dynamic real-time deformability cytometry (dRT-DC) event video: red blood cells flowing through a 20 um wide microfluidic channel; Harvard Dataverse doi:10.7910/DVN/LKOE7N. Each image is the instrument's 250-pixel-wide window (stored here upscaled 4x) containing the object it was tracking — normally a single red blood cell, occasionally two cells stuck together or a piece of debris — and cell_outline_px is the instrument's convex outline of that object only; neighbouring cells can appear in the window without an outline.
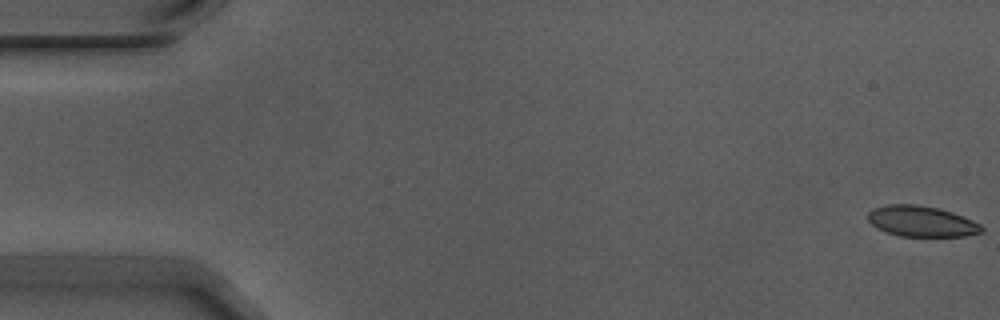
{"species": "Egyptian fruit bat (a non-hibernating species)", "species_latin": "Rousettus aegyptiacus", "temperature_condition": "warm", "stored_images_in_passage": 6, "camera_frame_rate_fps": 3000, "um_per_image_px": 0.085, "animal": {"sex": "male"}, "frame": {"image": 1, "passage_image": 1, "time_ms": 0.0, "image_size_px": [1000, 320], "cell_outline_px": [[984, 232], [964, 236], [900, 236], [876, 228], [868, 220], [868, 212], [876, 208], [888, 204], [916, 204], [936, 208], [952, 212], [964, 216], [980, 224], [984, 228]], "centroid_in_image_um": [78.35, 18.81], "position_along_channel_um": 6.6, "area_um2": 20.29}}
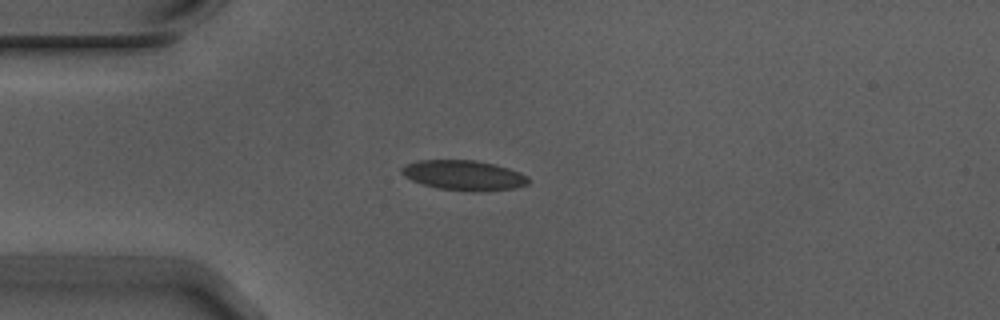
{"frame": {"image": 2, "passage_image": 5, "time_ms": 1.333, "image_size_px": [1000, 320], "cell_outline_px": [[528, 184], [516, 188], [476, 192], [436, 188], [412, 180], [404, 176], [400, 172], [400, 168], [416, 160], [476, 160], [508, 168], [520, 172], [528, 176]], "centroid_in_image_um": [39.42, 14.9], "position_along_channel_um": 45.6, "area_um2": 22.14}}